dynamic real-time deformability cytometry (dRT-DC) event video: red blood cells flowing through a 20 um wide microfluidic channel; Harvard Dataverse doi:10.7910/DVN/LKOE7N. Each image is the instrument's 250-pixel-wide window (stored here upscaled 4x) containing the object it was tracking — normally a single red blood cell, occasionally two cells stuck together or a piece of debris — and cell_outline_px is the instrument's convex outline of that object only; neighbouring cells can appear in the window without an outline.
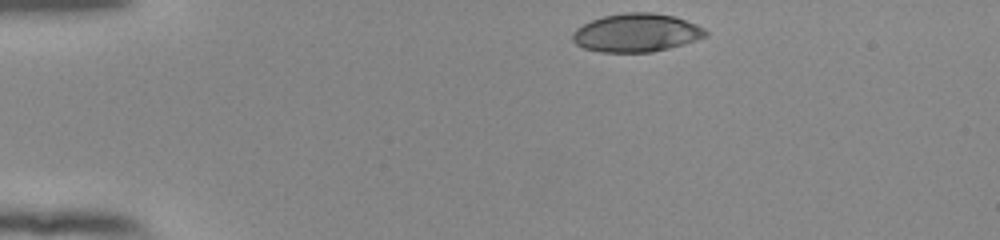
{"species": "human", "species_latin": "Homo sapiens", "temperature_condition": "room temperature", "stored_images_in_passage": 35, "camera_frame_rate_fps": 3000, "um_per_image_px": 0.085, "donor": {"sex": "female"}, "frame": {"image": 1, "passage_image": 1, "time_ms": 0.0, "image_size_px": [1000, 240], "cell_outline_px": [[708, 36], [696, 40], [668, 48], [652, 52], [600, 52], [584, 48], [576, 44], [572, 40], [572, 32], [576, 28], [592, 20], [604, 16], [624, 12], [652, 12], [672, 16], [696, 24], [704, 28], [708, 32]], "centroid_in_image_um": [54.08, 2.78], "position_along_channel_um": 30.9, "area_um2": 29.65}}
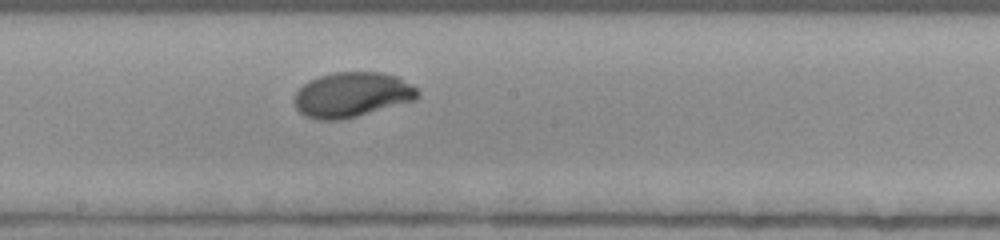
{"frame": {"image": 2, "passage_image": 20, "time_ms": 6.333, "image_size_px": [1000, 240], "cell_outline_px": [[420, 96], [416, 100], [356, 116], [340, 120], [316, 120], [304, 116], [296, 108], [292, 100], [296, 92], [308, 80], [332, 72], [380, 72], [396, 76], [416, 88], [420, 92]], "centroid_in_image_um": [29.88, 8.05], "position_along_channel_um": 218.3, "area_um2": 32.43}}
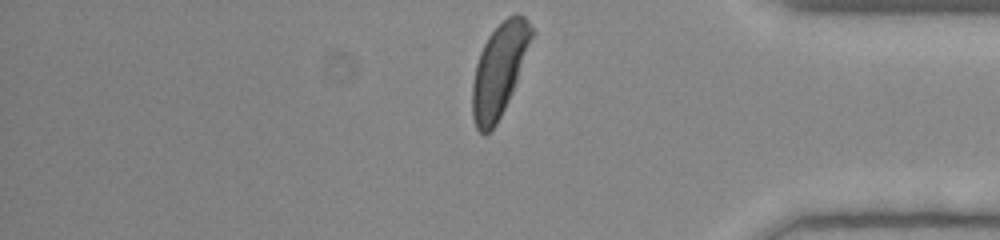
{"frame": {"image": 3, "passage_image": 35, "time_ms": 11.333, "image_size_px": [1000, 240], "cell_outline_px": [[536, 32], [512, 92], [496, 124], [484, 136], [476, 128], [472, 116], [472, 84], [476, 64], [480, 52], [488, 36], [508, 16], [516, 12], [524, 16], [528, 20]], "centroid_in_image_um": [42.45, 5.91], "position_along_channel_um": 392.7, "area_um2": 31.91}, "authors_computed_cell_mechanics": {"area_um2": 31.9056, "velocity_mm_per_s": 3.8654, "shape_relaxation_time_tau1_ms": 2.9286, "shape_relaxation_time_tau2_ms": null, "deformation_change_tau1": 0.1721, "deformation_change_tau2": null}}